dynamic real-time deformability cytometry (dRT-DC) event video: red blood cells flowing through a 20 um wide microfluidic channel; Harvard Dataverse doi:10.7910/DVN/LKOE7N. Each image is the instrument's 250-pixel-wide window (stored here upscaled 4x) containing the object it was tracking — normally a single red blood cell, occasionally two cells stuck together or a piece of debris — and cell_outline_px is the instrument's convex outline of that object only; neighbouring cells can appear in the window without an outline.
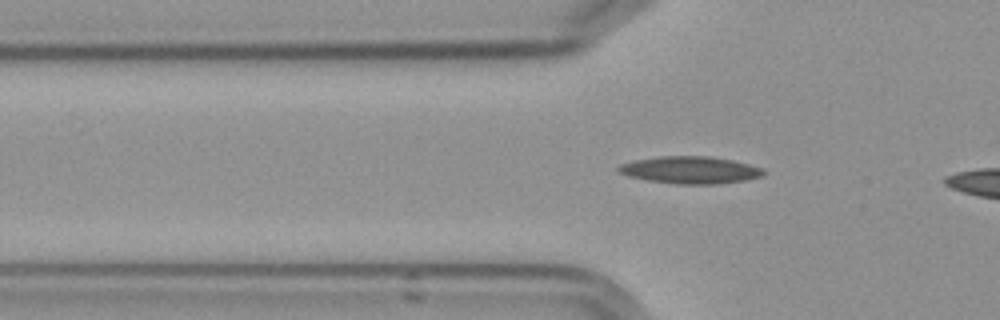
{"species": "Egyptian fruit bat (a non-hibernating species)", "species_latin": "Rousettus aegyptiacus", "temperature_condition": "cold", "stored_images_in_passage": 37, "camera_frame_rate_fps": 3000, "um_per_image_px": 0.085, "frame": {"image": 1, "passage_image": 9, "time_ms": 2.667, "image_size_px": [1000, 320], "cell_outline_px": [[764, 176], [744, 180], [716, 184], [676, 184], [648, 180], [628, 176], [616, 172], [616, 168], [620, 164], [636, 160], [660, 156], [712, 156], [732, 160], [764, 168]], "centroid_in_image_um": [58.66, 14.45], "position_along_channel_um": 67.1, "area_um2": 23.06}}
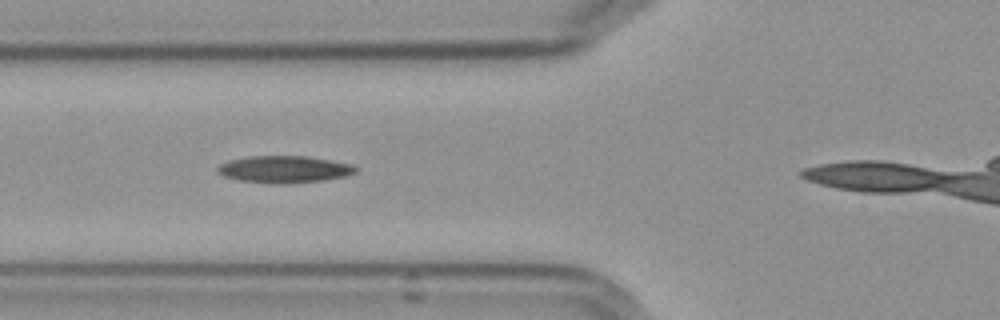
{"frame": {"image": 2, "passage_image": 12, "time_ms": 3.667, "image_size_px": [1000, 320], "cell_outline_px": [[356, 172], [344, 176], [324, 180], [240, 180], [224, 176], [216, 172], [216, 168], [220, 164], [232, 160], [252, 156], [308, 156], [352, 164], [356, 168]], "centroid_in_image_um": [24.17, 14.32], "position_along_channel_um": 101.6, "area_um2": 20.23}}
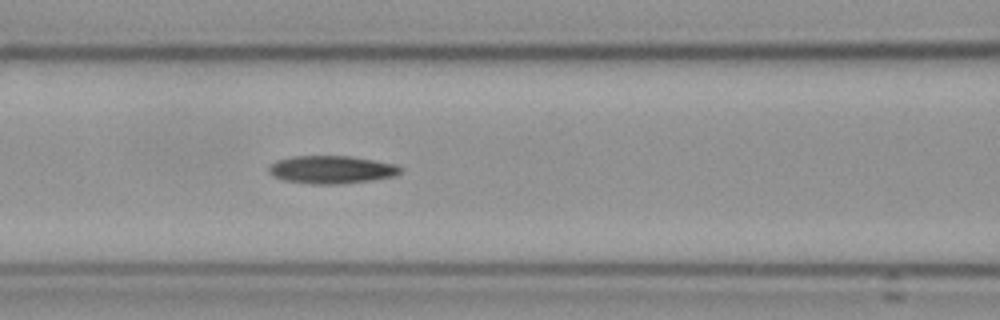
{"frame": {"image": 3, "passage_image": 15, "time_ms": 4.667, "image_size_px": [1000, 320], "cell_outline_px": [[404, 168], [396, 176], [372, 180], [340, 184], [312, 184], [284, 180], [272, 176], [268, 172], [268, 168], [276, 160], [292, 156], [352, 156], [396, 164]], "centroid_in_image_um": [28.19, 14.41], "position_along_channel_um": 138.4, "area_um2": 21.56}}